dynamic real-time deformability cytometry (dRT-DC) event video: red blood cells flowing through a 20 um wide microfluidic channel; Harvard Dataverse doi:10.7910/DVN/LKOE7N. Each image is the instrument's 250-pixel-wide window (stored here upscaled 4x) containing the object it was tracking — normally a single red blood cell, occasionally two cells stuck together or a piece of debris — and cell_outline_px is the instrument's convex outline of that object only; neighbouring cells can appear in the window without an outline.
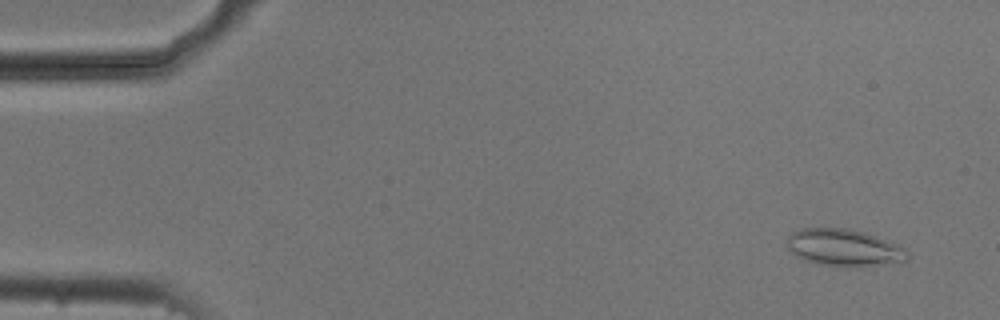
{"species": "common noctule bat (a hibernating species)", "species_latin": "Nyctalus noctula", "temperature_condition": "cold", "stored_images_in_passage": 54, "camera_frame_rate_fps": 3000, "um_per_image_px": 0.085, "animal": {"sex": "male", "body_mass_g": 20.5, "forearm_length_mm": 52.5}, "frame": {"image": 1, "passage_image": 4, "time_ms": 1.0, "image_size_px": [1000, 320], "cell_outline_px": [[908, 260], [868, 264], [828, 264], [804, 260], [796, 256], [788, 248], [788, 236], [792, 232], [800, 228], [848, 228], [864, 232], [900, 244], [908, 252]], "centroid_in_image_um": [71.71, 20.98], "position_along_channel_um": 13.3, "area_um2": 24.97}}
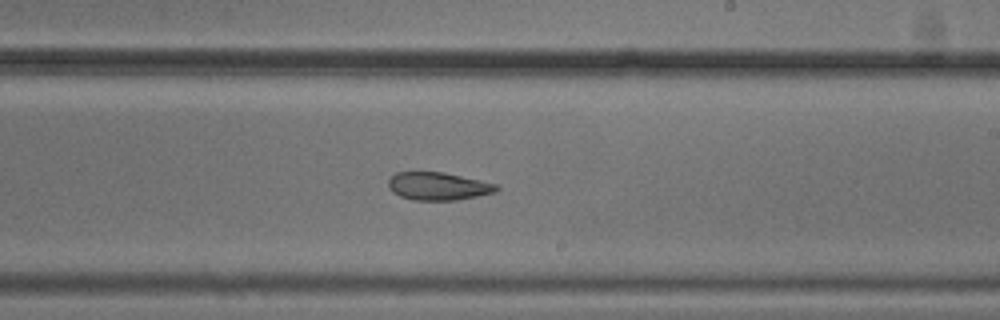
{"frame": {"image": 2, "passage_image": 32, "time_ms": 10.333, "image_size_px": [1000, 320], "cell_outline_px": [[500, 188], [496, 192], [456, 200], [412, 200], [400, 196], [392, 192], [388, 188], [388, 180], [396, 172], [444, 172], [480, 180], [496, 184]], "centroid_in_image_um": [37.22, 15.83], "position_along_channel_um": 251.8, "area_um2": 17.57}}
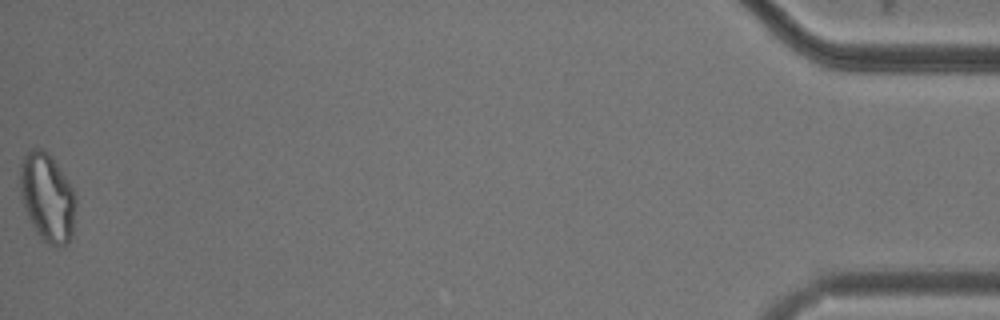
{"frame": {"image": 3, "passage_image": 54, "time_ms": 17.667, "image_size_px": [1000, 320], "cell_outline_px": [[76, 204], [72, 236], [68, 244], [56, 248], [40, 240], [20, 200], [20, 164], [24, 156], [32, 148], [44, 148], [52, 156], [72, 188], [76, 200]], "centroid_in_image_um": [4.01, 16.81], "position_along_channel_um": 431.2, "area_um2": 29.13}, "authors_computed_cell_mechanics": {"area_um2": 21.2704, "velocity_mm_per_s": 3.7798, "shape_relaxation_time_tau1_ms": null, "shape_relaxation_time_tau2_ms": 3.707, "deformation_change_tau1": null, "deformation_change_tau2": 0.106}}